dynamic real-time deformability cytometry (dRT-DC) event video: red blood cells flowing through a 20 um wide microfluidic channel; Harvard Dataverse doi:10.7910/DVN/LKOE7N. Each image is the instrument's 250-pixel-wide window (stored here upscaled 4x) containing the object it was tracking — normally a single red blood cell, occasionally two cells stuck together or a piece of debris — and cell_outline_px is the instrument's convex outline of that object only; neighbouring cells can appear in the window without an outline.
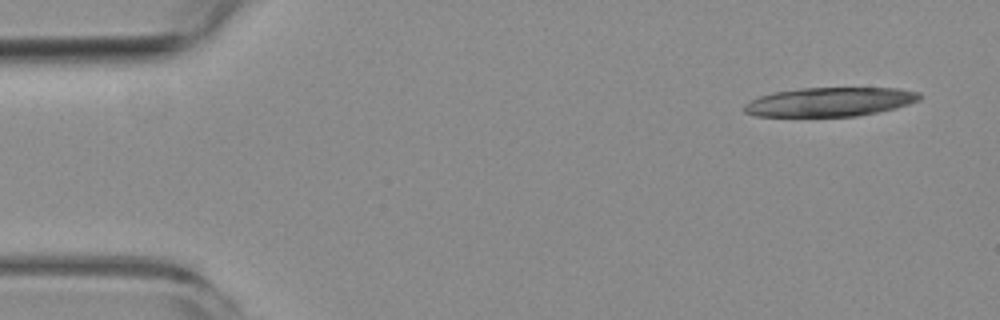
{"species": "common noctule bat (a hibernating species)", "species_latin": "Nyctalus noctula", "temperature_condition": "room temperature", "stored_images_in_passage": 6, "camera_frame_rate_fps": 3000, "um_per_image_px": 0.085, "animal": {"sex": "female", "body_mass_g": 19.3, "forearm_length_mm": 54.1}, "frame": {"image": 1, "passage_image": 1, "time_ms": 0.0, "image_size_px": [1000, 320], "cell_outline_px": [[924, 96], [920, 100], [896, 108], [856, 116], [756, 116], [744, 112], [744, 104], [760, 96], [776, 92], [800, 88], [896, 88], [920, 92]], "centroid_in_image_um": [70.58, 8.66], "position_along_channel_um": 14.4, "area_um2": 29.54}}
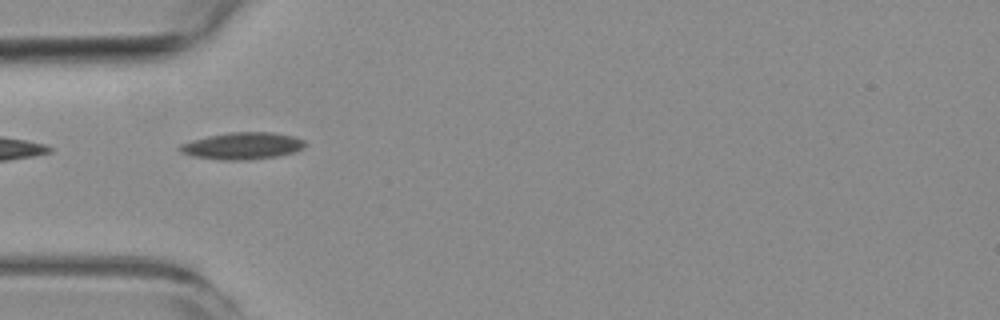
{"frame": {"image": 2, "passage_image": 5, "time_ms": 4.667, "image_size_px": [1000, 320], "cell_outline_px": [[308, 144], [304, 148], [292, 152], [276, 156], [248, 160], [220, 160], [192, 156], [180, 152], [176, 148], [180, 144], [192, 140], [208, 136], [232, 132], [272, 132], [292, 136], [304, 140]], "centroid_in_image_um": [20.58, 12.4], "position_along_channel_um": 64.4, "area_um2": 19.71}}
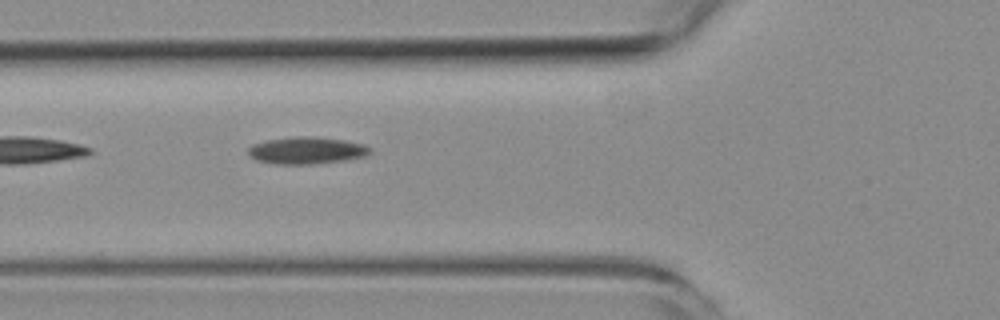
{"frame": {"image": 3, "passage_image": 6, "time_ms": 5.667, "image_size_px": [1000, 320], "cell_outline_px": [[372, 152], [368, 156], [348, 160], [312, 164], [272, 164], [256, 160], [248, 156], [248, 148], [252, 144], [268, 140], [296, 136], [316, 136], [344, 140], [364, 144], [372, 148]], "centroid_in_image_um": [26.09, 12.79], "position_along_channel_um": 99.7, "area_um2": 19.59}}